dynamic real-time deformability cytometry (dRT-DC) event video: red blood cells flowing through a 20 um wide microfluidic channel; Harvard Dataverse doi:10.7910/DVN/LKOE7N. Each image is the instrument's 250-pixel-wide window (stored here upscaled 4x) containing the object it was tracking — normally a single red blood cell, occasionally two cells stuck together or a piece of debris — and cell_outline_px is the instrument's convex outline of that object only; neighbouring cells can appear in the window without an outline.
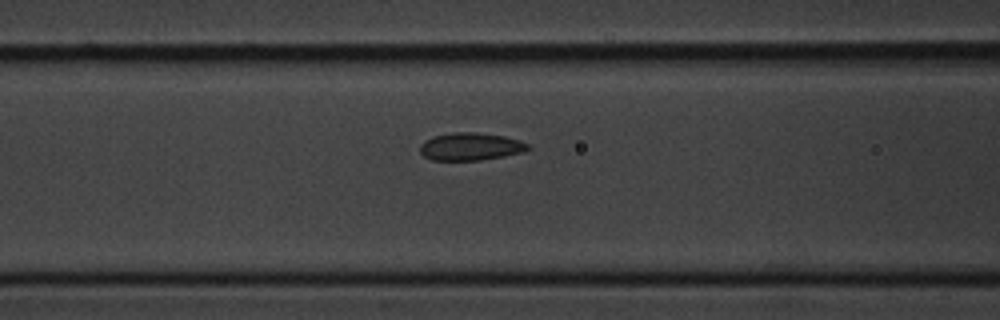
{"species": "common noctule bat (a hibernating species)", "species_latin": "Nyctalus noctula", "temperature_condition": "cold", "stored_images_in_passage": 7, "segment_of_instrument_passage": [2, 2], "camera_frame_rate_fps": 3000, "um_per_image_px": 0.085, "animal": {"sex": "male", "body_mass_g": 20.1, "forearm_length_mm": 53.5}, "frame": {"image": 1, "passage_image": 7, "time_ms": 7.667, "image_size_px": [1000, 320], "cell_outline_px": [[532, 148], [524, 152], [504, 156], [480, 160], [432, 160], [424, 156], [420, 152], [420, 144], [424, 140], [432, 136], [452, 132], [472, 132], [504, 136], [520, 140], [528, 144]], "centroid_in_image_um": [39.99, 12.45], "position_along_channel_um": 126.6, "area_um2": 17.51}}